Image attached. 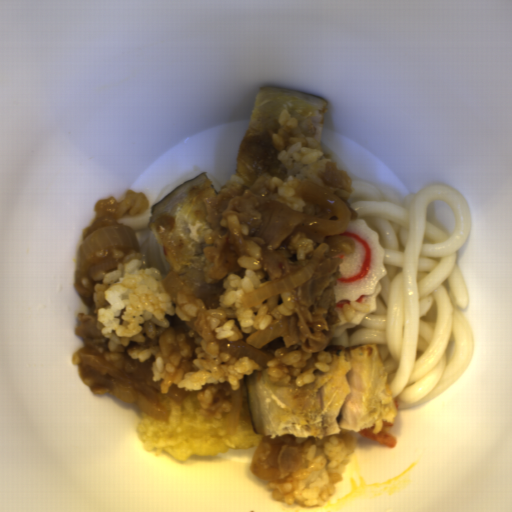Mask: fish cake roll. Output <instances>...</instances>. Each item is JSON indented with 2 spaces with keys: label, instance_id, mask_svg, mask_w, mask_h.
Returning a JSON list of instances; mask_svg holds the SVG:
<instances>
[{
  "label": "fish cake roll",
  "instance_id": "fish-cake-roll-1",
  "mask_svg": "<svg viewBox=\"0 0 512 512\" xmlns=\"http://www.w3.org/2000/svg\"><path fill=\"white\" fill-rule=\"evenodd\" d=\"M351 242V253L340 255V278L334 285V309L339 318L338 324L329 330V336H339L347 328L357 327L362 319L376 311L377 296L380 293V280L387 275L384 265L385 249L381 247L379 233L368 227L364 218H351L346 232L330 235L322 244L329 249ZM350 301L371 306L369 313L356 312L352 321L343 317L342 306Z\"/></svg>",
  "mask_w": 512,
  "mask_h": 512
}]
</instances>
